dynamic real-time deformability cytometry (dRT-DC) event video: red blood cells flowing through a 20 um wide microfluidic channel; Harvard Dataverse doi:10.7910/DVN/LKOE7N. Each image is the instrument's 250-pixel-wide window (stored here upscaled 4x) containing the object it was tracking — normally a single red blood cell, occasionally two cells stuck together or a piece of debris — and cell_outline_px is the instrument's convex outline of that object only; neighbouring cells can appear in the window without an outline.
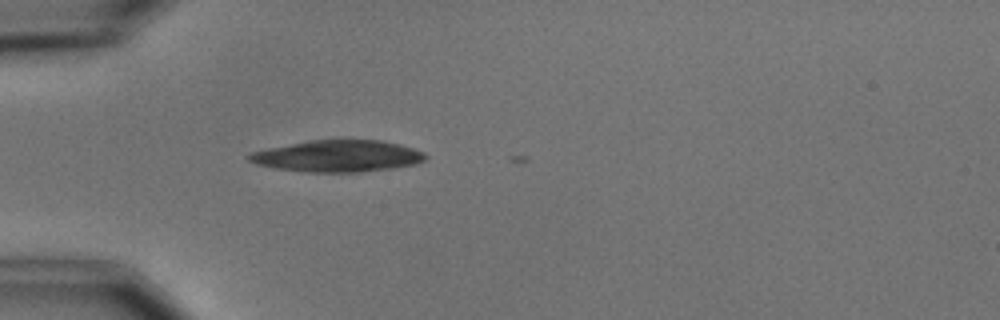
{"species": "common noctule bat (a hibernating species)", "species_latin": "Nyctalus noctula", "temperature_condition": "cold", "stored_images_in_passage": 7, "camera_frame_rate_fps": 3000, "um_per_image_px": 0.085, "animal": {"sex": "male", "body_mass_g": 15.6}, "frame": {"image": 1, "passage_image": 4, "time_ms": 1.0, "image_size_px": [1000, 320], "cell_outline_px": [[428, 156], [424, 160], [416, 164], [392, 168], [356, 172], [308, 172], [276, 168], [256, 164], [248, 160], [244, 156], [248, 152], [308, 140], [340, 136], [344, 136], [384, 140], [400, 144], [424, 152]], "centroid_in_image_um": [28.7, 13.21], "position_along_channel_um": 56.3, "area_um2": 33.81}}